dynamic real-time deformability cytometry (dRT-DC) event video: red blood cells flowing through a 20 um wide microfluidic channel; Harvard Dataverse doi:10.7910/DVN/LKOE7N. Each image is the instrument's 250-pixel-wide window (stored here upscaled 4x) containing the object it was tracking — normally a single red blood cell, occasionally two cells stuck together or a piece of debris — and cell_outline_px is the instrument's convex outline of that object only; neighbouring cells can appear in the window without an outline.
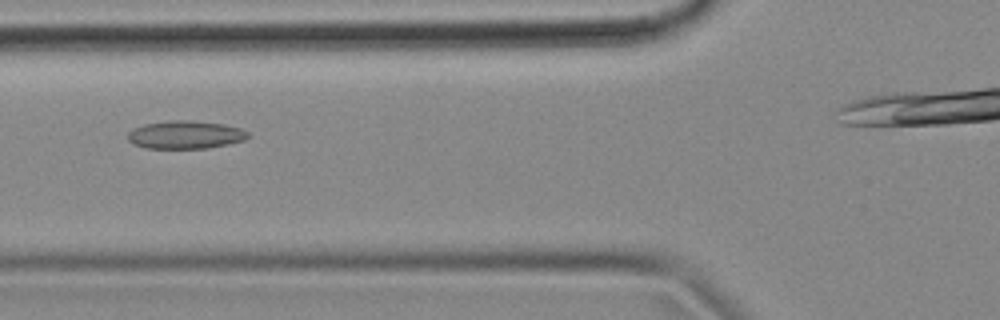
{"species": "common noctule bat (a hibernating species)", "species_latin": "Nyctalus noctula", "temperature_condition": "cold", "stored_images_in_passage": 40, "camera_frame_rate_fps": 3000, "um_per_image_px": 0.085, "animal": {"sex": "female", "body_mass_g": 18.4}, "frame": {"image": 1, "passage_image": 12, "time_ms": 3.667, "image_size_px": [1000, 320], "cell_outline_px": [[252, 136], [244, 140], [228, 144], [208, 148], [144, 148], [132, 144], [128, 140], [128, 132], [132, 128], [144, 124], [168, 120], [188, 120], [224, 124], [240, 128], [248, 132]], "centroid_in_image_um": [15.75, 11.45], "position_along_channel_um": 110.1, "area_um2": 19.83}}
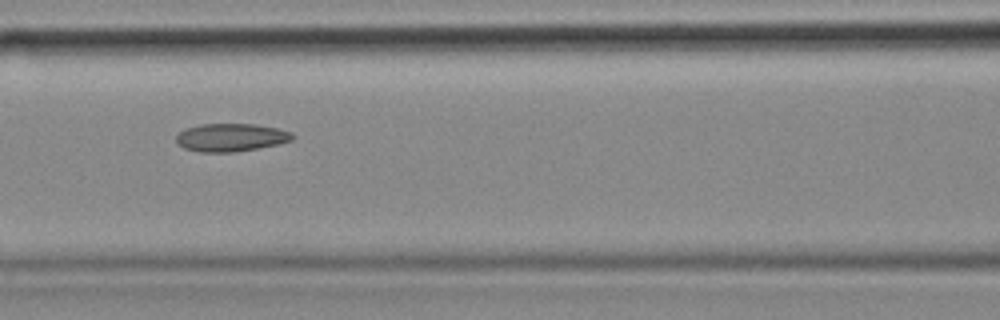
{"frame": {"image": 2, "passage_image": 15, "time_ms": 4.667, "image_size_px": [1000, 320], "cell_outline_px": [[296, 136], [292, 140], [276, 144], [236, 152], [200, 152], [184, 148], [176, 140], [176, 136], [184, 128], [200, 124], [256, 124], [276, 128], [292, 132]], "centroid_in_image_um": [19.62, 11.67], "position_along_channel_um": 147.0, "area_um2": 18.9}}
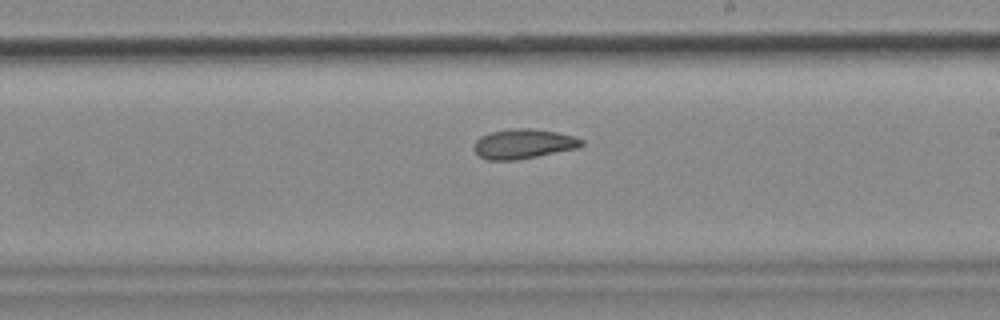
{"frame": {"image": 3, "passage_image": 23, "time_ms": 7.333, "image_size_px": [1000, 320], "cell_outline_px": [[584, 144], [576, 148], [516, 160], [488, 160], [480, 156], [472, 148], [476, 140], [480, 136], [488, 132], [512, 128], [532, 128], [556, 132], [572, 136], [584, 140]], "centroid_in_image_um": [44.44, 12.21], "position_along_channel_um": 244.6, "area_um2": 18.55}, "authors_computed_cell_mechanics": {"area_um2": 18.9006, "velocity_mm_per_s": 3.6751, "shape_relaxation_time_tau1_ms": null, "shape_relaxation_time_tau2_ms": 4.5678, "deformation_change_tau1": null, "deformation_change_tau2": 0.1042}}